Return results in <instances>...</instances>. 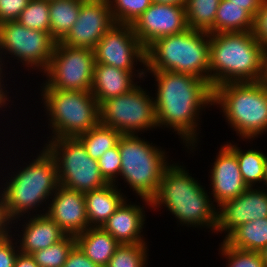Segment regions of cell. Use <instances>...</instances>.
Wrapping results in <instances>:
<instances>
[{
	"label": "cell",
	"instance_id": "603a6c76",
	"mask_svg": "<svg viewBox=\"0 0 267 267\" xmlns=\"http://www.w3.org/2000/svg\"><path fill=\"white\" fill-rule=\"evenodd\" d=\"M76 245L94 264L106 267L120 243L102 227H89L75 236Z\"/></svg>",
	"mask_w": 267,
	"mask_h": 267
},
{
	"label": "cell",
	"instance_id": "60d3db41",
	"mask_svg": "<svg viewBox=\"0 0 267 267\" xmlns=\"http://www.w3.org/2000/svg\"><path fill=\"white\" fill-rule=\"evenodd\" d=\"M232 4L237 6H242L243 9L247 10L254 18L256 14L261 9L264 0H228Z\"/></svg>",
	"mask_w": 267,
	"mask_h": 267
},
{
	"label": "cell",
	"instance_id": "7a4b0ae2",
	"mask_svg": "<svg viewBox=\"0 0 267 267\" xmlns=\"http://www.w3.org/2000/svg\"><path fill=\"white\" fill-rule=\"evenodd\" d=\"M265 49L253 31L210 34L209 84L262 81Z\"/></svg>",
	"mask_w": 267,
	"mask_h": 267
},
{
	"label": "cell",
	"instance_id": "7402d4cb",
	"mask_svg": "<svg viewBox=\"0 0 267 267\" xmlns=\"http://www.w3.org/2000/svg\"><path fill=\"white\" fill-rule=\"evenodd\" d=\"M84 198L89 227H101L127 199L113 183L84 193Z\"/></svg>",
	"mask_w": 267,
	"mask_h": 267
},
{
	"label": "cell",
	"instance_id": "5b68a950",
	"mask_svg": "<svg viewBox=\"0 0 267 267\" xmlns=\"http://www.w3.org/2000/svg\"><path fill=\"white\" fill-rule=\"evenodd\" d=\"M21 169L6 180L4 188H0L13 224L17 223L15 220L20 221L19 217L27 215L25 213L30 214L29 210L36 212V208L47 199L49 201L59 186L56 160L46 147Z\"/></svg>",
	"mask_w": 267,
	"mask_h": 267
},
{
	"label": "cell",
	"instance_id": "cb8c5ba5",
	"mask_svg": "<svg viewBox=\"0 0 267 267\" xmlns=\"http://www.w3.org/2000/svg\"><path fill=\"white\" fill-rule=\"evenodd\" d=\"M254 17L242 6L231 1L221 0L216 11L214 26L208 31L213 33H231L253 31Z\"/></svg>",
	"mask_w": 267,
	"mask_h": 267
},
{
	"label": "cell",
	"instance_id": "9c48e42d",
	"mask_svg": "<svg viewBox=\"0 0 267 267\" xmlns=\"http://www.w3.org/2000/svg\"><path fill=\"white\" fill-rule=\"evenodd\" d=\"M48 141L45 147L56 160L59 185L86 193L109 184L101 175L97 160L87 154L77 137Z\"/></svg>",
	"mask_w": 267,
	"mask_h": 267
},
{
	"label": "cell",
	"instance_id": "277c9868",
	"mask_svg": "<svg viewBox=\"0 0 267 267\" xmlns=\"http://www.w3.org/2000/svg\"><path fill=\"white\" fill-rule=\"evenodd\" d=\"M210 34L186 29L161 37L146 49L145 71H174L197 76L209 83Z\"/></svg>",
	"mask_w": 267,
	"mask_h": 267
},
{
	"label": "cell",
	"instance_id": "484cf974",
	"mask_svg": "<svg viewBox=\"0 0 267 267\" xmlns=\"http://www.w3.org/2000/svg\"><path fill=\"white\" fill-rule=\"evenodd\" d=\"M82 0H49L50 34L61 42L78 18Z\"/></svg>",
	"mask_w": 267,
	"mask_h": 267
},
{
	"label": "cell",
	"instance_id": "8992f818",
	"mask_svg": "<svg viewBox=\"0 0 267 267\" xmlns=\"http://www.w3.org/2000/svg\"><path fill=\"white\" fill-rule=\"evenodd\" d=\"M213 105L222 108L241 139L253 140L267 132V86L262 81L219 85L213 89Z\"/></svg>",
	"mask_w": 267,
	"mask_h": 267
},
{
	"label": "cell",
	"instance_id": "f546056e",
	"mask_svg": "<svg viewBox=\"0 0 267 267\" xmlns=\"http://www.w3.org/2000/svg\"><path fill=\"white\" fill-rule=\"evenodd\" d=\"M75 245V236L67 235L56 244L38 250L31 255L39 267H63Z\"/></svg>",
	"mask_w": 267,
	"mask_h": 267
},
{
	"label": "cell",
	"instance_id": "ab89813d",
	"mask_svg": "<svg viewBox=\"0 0 267 267\" xmlns=\"http://www.w3.org/2000/svg\"><path fill=\"white\" fill-rule=\"evenodd\" d=\"M11 224L12 221L8 216L3 196L0 193V239L10 236L9 234L12 232L9 230Z\"/></svg>",
	"mask_w": 267,
	"mask_h": 267
},
{
	"label": "cell",
	"instance_id": "74e56055",
	"mask_svg": "<svg viewBox=\"0 0 267 267\" xmlns=\"http://www.w3.org/2000/svg\"><path fill=\"white\" fill-rule=\"evenodd\" d=\"M253 33L258 42L267 48V0L263 1L261 9L254 18Z\"/></svg>",
	"mask_w": 267,
	"mask_h": 267
},
{
	"label": "cell",
	"instance_id": "1f68e13d",
	"mask_svg": "<svg viewBox=\"0 0 267 267\" xmlns=\"http://www.w3.org/2000/svg\"><path fill=\"white\" fill-rule=\"evenodd\" d=\"M147 243L120 244L106 267H146Z\"/></svg>",
	"mask_w": 267,
	"mask_h": 267
},
{
	"label": "cell",
	"instance_id": "3957f363",
	"mask_svg": "<svg viewBox=\"0 0 267 267\" xmlns=\"http://www.w3.org/2000/svg\"><path fill=\"white\" fill-rule=\"evenodd\" d=\"M178 163L170 164L165 170L151 208L165 206L180 224L190 227H207L215 233L218 209L205 187L197 182ZM211 199V201H210Z\"/></svg>",
	"mask_w": 267,
	"mask_h": 267
},
{
	"label": "cell",
	"instance_id": "bcb514c9",
	"mask_svg": "<svg viewBox=\"0 0 267 267\" xmlns=\"http://www.w3.org/2000/svg\"><path fill=\"white\" fill-rule=\"evenodd\" d=\"M260 253H261L263 260L265 262V265L267 267V245L261 250Z\"/></svg>",
	"mask_w": 267,
	"mask_h": 267
},
{
	"label": "cell",
	"instance_id": "681fc988",
	"mask_svg": "<svg viewBox=\"0 0 267 267\" xmlns=\"http://www.w3.org/2000/svg\"><path fill=\"white\" fill-rule=\"evenodd\" d=\"M83 2H109V0H82Z\"/></svg>",
	"mask_w": 267,
	"mask_h": 267
},
{
	"label": "cell",
	"instance_id": "d6a6232c",
	"mask_svg": "<svg viewBox=\"0 0 267 267\" xmlns=\"http://www.w3.org/2000/svg\"><path fill=\"white\" fill-rule=\"evenodd\" d=\"M152 0H109L115 24L132 25L151 5Z\"/></svg>",
	"mask_w": 267,
	"mask_h": 267
},
{
	"label": "cell",
	"instance_id": "ac0fdd59",
	"mask_svg": "<svg viewBox=\"0 0 267 267\" xmlns=\"http://www.w3.org/2000/svg\"><path fill=\"white\" fill-rule=\"evenodd\" d=\"M219 150L209 176L213 201L218 206L238 197L248 188L241 176L236 154L226 144Z\"/></svg>",
	"mask_w": 267,
	"mask_h": 267
},
{
	"label": "cell",
	"instance_id": "44dd1931",
	"mask_svg": "<svg viewBox=\"0 0 267 267\" xmlns=\"http://www.w3.org/2000/svg\"><path fill=\"white\" fill-rule=\"evenodd\" d=\"M134 74L123 69L95 63L91 93L101 105L104 101L130 92L137 84Z\"/></svg>",
	"mask_w": 267,
	"mask_h": 267
},
{
	"label": "cell",
	"instance_id": "f6af8a7d",
	"mask_svg": "<svg viewBox=\"0 0 267 267\" xmlns=\"http://www.w3.org/2000/svg\"><path fill=\"white\" fill-rule=\"evenodd\" d=\"M262 82L265 86H267V48L265 49V56H264V74Z\"/></svg>",
	"mask_w": 267,
	"mask_h": 267
},
{
	"label": "cell",
	"instance_id": "f35d334b",
	"mask_svg": "<svg viewBox=\"0 0 267 267\" xmlns=\"http://www.w3.org/2000/svg\"><path fill=\"white\" fill-rule=\"evenodd\" d=\"M63 267H100L94 264L81 249L75 245L68 255V258Z\"/></svg>",
	"mask_w": 267,
	"mask_h": 267
},
{
	"label": "cell",
	"instance_id": "30bf717a",
	"mask_svg": "<svg viewBox=\"0 0 267 267\" xmlns=\"http://www.w3.org/2000/svg\"><path fill=\"white\" fill-rule=\"evenodd\" d=\"M147 94L137 85L128 93L104 101L100 105V123L132 135L158 127L154 97Z\"/></svg>",
	"mask_w": 267,
	"mask_h": 267
},
{
	"label": "cell",
	"instance_id": "52a82bcc",
	"mask_svg": "<svg viewBox=\"0 0 267 267\" xmlns=\"http://www.w3.org/2000/svg\"><path fill=\"white\" fill-rule=\"evenodd\" d=\"M121 157L120 176L139 198L151 206L164 170L170 165L165 151L138 135L122 134L118 140ZM167 159V160H166Z\"/></svg>",
	"mask_w": 267,
	"mask_h": 267
},
{
	"label": "cell",
	"instance_id": "e0dca14e",
	"mask_svg": "<svg viewBox=\"0 0 267 267\" xmlns=\"http://www.w3.org/2000/svg\"><path fill=\"white\" fill-rule=\"evenodd\" d=\"M44 211L67 234L77 236L89 228L84 193L58 186Z\"/></svg>",
	"mask_w": 267,
	"mask_h": 267
},
{
	"label": "cell",
	"instance_id": "8d00e7d4",
	"mask_svg": "<svg viewBox=\"0 0 267 267\" xmlns=\"http://www.w3.org/2000/svg\"><path fill=\"white\" fill-rule=\"evenodd\" d=\"M12 240H15L12 238V234L6 238L0 239V267H14L19 247L17 245L18 243H13ZM15 248H17V250Z\"/></svg>",
	"mask_w": 267,
	"mask_h": 267
},
{
	"label": "cell",
	"instance_id": "ba28073f",
	"mask_svg": "<svg viewBox=\"0 0 267 267\" xmlns=\"http://www.w3.org/2000/svg\"><path fill=\"white\" fill-rule=\"evenodd\" d=\"M41 97L48 114L52 139L75 138L100 123V105L91 91H65L42 83Z\"/></svg>",
	"mask_w": 267,
	"mask_h": 267
},
{
	"label": "cell",
	"instance_id": "4fadbf2b",
	"mask_svg": "<svg viewBox=\"0 0 267 267\" xmlns=\"http://www.w3.org/2000/svg\"><path fill=\"white\" fill-rule=\"evenodd\" d=\"M94 54L95 63L132 72L135 78L143 79V77H146L145 68L144 70L140 68V72L135 70L138 74L133 71L137 62L145 67L146 53L131 25L114 24L99 40L94 48Z\"/></svg>",
	"mask_w": 267,
	"mask_h": 267
},
{
	"label": "cell",
	"instance_id": "6da1fadb",
	"mask_svg": "<svg viewBox=\"0 0 267 267\" xmlns=\"http://www.w3.org/2000/svg\"><path fill=\"white\" fill-rule=\"evenodd\" d=\"M157 82L154 98L157 125L174 129L187 148L197 146L198 119L203 108L213 105V88L203 79L174 71H147ZM196 144V145H195Z\"/></svg>",
	"mask_w": 267,
	"mask_h": 267
},
{
	"label": "cell",
	"instance_id": "4dcf8cb0",
	"mask_svg": "<svg viewBox=\"0 0 267 267\" xmlns=\"http://www.w3.org/2000/svg\"><path fill=\"white\" fill-rule=\"evenodd\" d=\"M16 21L26 28L50 33L49 0H29Z\"/></svg>",
	"mask_w": 267,
	"mask_h": 267
},
{
	"label": "cell",
	"instance_id": "5bb4252c",
	"mask_svg": "<svg viewBox=\"0 0 267 267\" xmlns=\"http://www.w3.org/2000/svg\"><path fill=\"white\" fill-rule=\"evenodd\" d=\"M131 26L146 49L161 37L179 34L188 29L185 6L152 2Z\"/></svg>",
	"mask_w": 267,
	"mask_h": 267
},
{
	"label": "cell",
	"instance_id": "c3c4849f",
	"mask_svg": "<svg viewBox=\"0 0 267 267\" xmlns=\"http://www.w3.org/2000/svg\"><path fill=\"white\" fill-rule=\"evenodd\" d=\"M264 184L267 186V155L265 160V176H264Z\"/></svg>",
	"mask_w": 267,
	"mask_h": 267
},
{
	"label": "cell",
	"instance_id": "83f0119b",
	"mask_svg": "<svg viewBox=\"0 0 267 267\" xmlns=\"http://www.w3.org/2000/svg\"><path fill=\"white\" fill-rule=\"evenodd\" d=\"M121 135L118 130L99 123L77 138L85 146L87 154L92 159L98 160L106 151L118 144Z\"/></svg>",
	"mask_w": 267,
	"mask_h": 267
},
{
	"label": "cell",
	"instance_id": "d6986e66",
	"mask_svg": "<svg viewBox=\"0 0 267 267\" xmlns=\"http://www.w3.org/2000/svg\"><path fill=\"white\" fill-rule=\"evenodd\" d=\"M127 203L125 200L101 227L120 244L146 243L141 235L146 218L144 206Z\"/></svg>",
	"mask_w": 267,
	"mask_h": 267
},
{
	"label": "cell",
	"instance_id": "f1b7e54d",
	"mask_svg": "<svg viewBox=\"0 0 267 267\" xmlns=\"http://www.w3.org/2000/svg\"><path fill=\"white\" fill-rule=\"evenodd\" d=\"M221 0H187L185 5L188 28L208 32L213 26Z\"/></svg>",
	"mask_w": 267,
	"mask_h": 267
},
{
	"label": "cell",
	"instance_id": "4316f807",
	"mask_svg": "<svg viewBox=\"0 0 267 267\" xmlns=\"http://www.w3.org/2000/svg\"><path fill=\"white\" fill-rule=\"evenodd\" d=\"M226 145L236 154L241 176L247 186L254 187L260 182L264 184L266 155L255 149L244 152L231 142Z\"/></svg>",
	"mask_w": 267,
	"mask_h": 267
},
{
	"label": "cell",
	"instance_id": "836d02e7",
	"mask_svg": "<svg viewBox=\"0 0 267 267\" xmlns=\"http://www.w3.org/2000/svg\"><path fill=\"white\" fill-rule=\"evenodd\" d=\"M219 250L227 262L226 267H266L260 252L245 251L229 246L224 240Z\"/></svg>",
	"mask_w": 267,
	"mask_h": 267
},
{
	"label": "cell",
	"instance_id": "d4e9b609",
	"mask_svg": "<svg viewBox=\"0 0 267 267\" xmlns=\"http://www.w3.org/2000/svg\"><path fill=\"white\" fill-rule=\"evenodd\" d=\"M224 241L236 249L261 252L267 245V218L256 219L238 226Z\"/></svg>",
	"mask_w": 267,
	"mask_h": 267
},
{
	"label": "cell",
	"instance_id": "ffe728a7",
	"mask_svg": "<svg viewBox=\"0 0 267 267\" xmlns=\"http://www.w3.org/2000/svg\"><path fill=\"white\" fill-rule=\"evenodd\" d=\"M33 216V217H32ZM28 223L22 225L23 235L20 234L19 251L25 254H32L38 250L45 249L63 240L67 234L50 218L46 213L40 212L31 215Z\"/></svg>",
	"mask_w": 267,
	"mask_h": 267
},
{
	"label": "cell",
	"instance_id": "d590c367",
	"mask_svg": "<svg viewBox=\"0 0 267 267\" xmlns=\"http://www.w3.org/2000/svg\"><path fill=\"white\" fill-rule=\"evenodd\" d=\"M29 0H0V23L16 21Z\"/></svg>",
	"mask_w": 267,
	"mask_h": 267
},
{
	"label": "cell",
	"instance_id": "7c38bea8",
	"mask_svg": "<svg viewBox=\"0 0 267 267\" xmlns=\"http://www.w3.org/2000/svg\"><path fill=\"white\" fill-rule=\"evenodd\" d=\"M56 41L46 31L26 28L17 21L0 23V50L10 54L24 66L47 70ZM7 52V53H6Z\"/></svg>",
	"mask_w": 267,
	"mask_h": 267
},
{
	"label": "cell",
	"instance_id": "e575fe53",
	"mask_svg": "<svg viewBox=\"0 0 267 267\" xmlns=\"http://www.w3.org/2000/svg\"><path fill=\"white\" fill-rule=\"evenodd\" d=\"M97 162L104 179L108 183L116 184V178L120 175L122 163L118 144L106 151Z\"/></svg>",
	"mask_w": 267,
	"mask_h": 267
},
{
	"label": "cell",
	"instance_id": "b9f144b4",
	"mask_svg": "<svg viewBox=\"0 0 267 267\" xmlns=\"http://www.w3.org/2000/svg\"><path fill=\"white\" fill-rule=\"evenodd\" d=\"M14 267H39L31 254L18 252Z\"/></svg>",
	"mask_w": 267,
	"mask_h": 267
},
{
	"label": "cell",
	"instance_id": "9a60e30c",
	"mask_svg": "<svg viewBox=\"0 0 267 267\" xmlns=\"http://www.w3.org/2000/svg\"><path fill=\"white\" fill-rule=\"evenodd\" d=\"M114 24L109 2H83L77 20L61 43L94 50Z\"/></svg>",
	"mask_w": 267,
	"mask_h": 267
},
{
	"label": "cell",
	"instance_id": "2e32d148",
	"mask_svg": "<svg viewBox=\"0 0 267 267\" xmlns=\"http://www.w3.org/2000/svg\"><path fill=\"white\" fill-rule=\"evenodd\" d=\"M259 188L248 187L238 197L226 200L217 206L216 233H227L225 239L238 226L256 219L267 218V191Z\"/></svg>",
	"mask_w": 267,
	"mask_h": 267
},
{
	"label": "cell",
	"instance_id": "7bdbcfd3",
	"mask_svg": "<svg viewBox=\"0 0 267 267\" xmlns=\"http://www.w3.org/2000/svg\"><path fill=\"white\" fill-rule=\"evenodd\" d=\"M154 3L158 4H169L175 6H185L187 0H152Z\"/></svg>",
	"mask_w": 267,
	"mask_h": 267
},
{
	"label": "cell",
	"instance_id": "7dc6e473",
	"mask_svg": "<svg viewBox=\"0 0 267 267\" xmlns=\"http://www.w3.org/2000/svg\"><path fill=\"white\" fill-rule=\"evenodd\" d=\"M2 53H3V52L0 50V54H1V55H2ZM1 55H0V81H3L2 79H4V78H2V77H3L2 73H3V70H4V69L2 68V67H3V66H2V65H3V63H2V62H3V61H2L3 58H2ZM1 75H2V76H1Z\"/></svg>",
	"mask_w": 267,
	"mask_h": 267
},
{
	"label": "cell",
	"instance_id": "8fae6325",
	"mask_svg": "<svg viewBox=\"0 0 267 267\" xmlns=\"http://www.w3.org/2000/svg\"><path fill=\"white\" fill-rule=\"evenodd\" d=\"M95 65L94 50L56 42L44 85L65 91H90Z\"/></svg>",
	"mask_w": 267,
	"mask_h": 267
},
{
	"label": "cell",
	"instance_id": "ee69618b",
	"mask_svg": "<svg viewBox=\"0 0 267 267\" xmlns=\"http://www.w3.org/2000/svg\"><path fill=\"white\" fill-rule=\"evenodd\" d=\"M4 81H0V108L6 106L8 103H6L8 100L7 97V90L4 91L5 86L3 87L4 84H2Z\"/></svg>",
	"mask_w": 267,
	"mask_h": 267
}]
</instances>
